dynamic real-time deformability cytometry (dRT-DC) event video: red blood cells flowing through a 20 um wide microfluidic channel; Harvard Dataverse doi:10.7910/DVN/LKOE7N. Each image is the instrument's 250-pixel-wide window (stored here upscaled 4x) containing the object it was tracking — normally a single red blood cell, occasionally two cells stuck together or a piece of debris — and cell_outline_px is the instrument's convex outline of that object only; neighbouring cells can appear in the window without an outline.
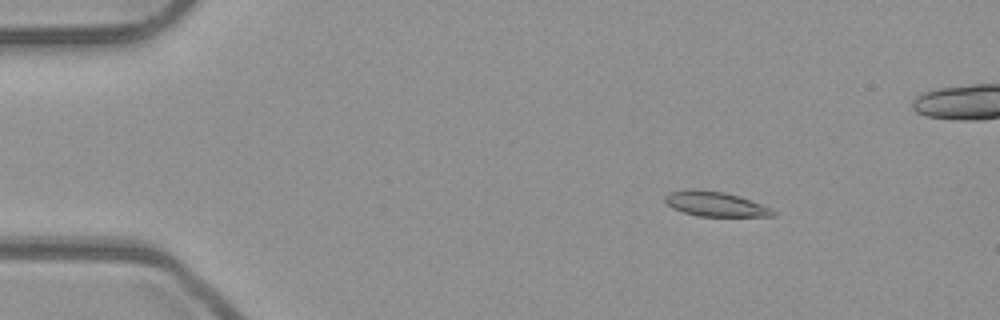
{"species": "common noctule bat (a hibernating species)", "species_latin": "Nyctalus noctula", "temperature_condition": "room temperature", "stored_images_in_passage": 4, "camera_frame_rate_fps": 3000, "um_per_image_px": 0.085, "animal": {"sex": "male", "body_mass_g": 23.1, "forearm_length_mm": 52.7}, "frame": {"image": 1, "passage_image": 1, "time_ms": 0.0, "image_size_px": [1000, 320], "cell_outline_px": [[776, 216], [696, 216], [672, 208], [664, 200], [664, 196], [668, 192], [724, 192], [740, 196], [772, 208], [776, 212]], "centroid_in_image_um": [60.89, 17.39], "position_along_channel_um": 24.1, "area_um2": 14.91}}